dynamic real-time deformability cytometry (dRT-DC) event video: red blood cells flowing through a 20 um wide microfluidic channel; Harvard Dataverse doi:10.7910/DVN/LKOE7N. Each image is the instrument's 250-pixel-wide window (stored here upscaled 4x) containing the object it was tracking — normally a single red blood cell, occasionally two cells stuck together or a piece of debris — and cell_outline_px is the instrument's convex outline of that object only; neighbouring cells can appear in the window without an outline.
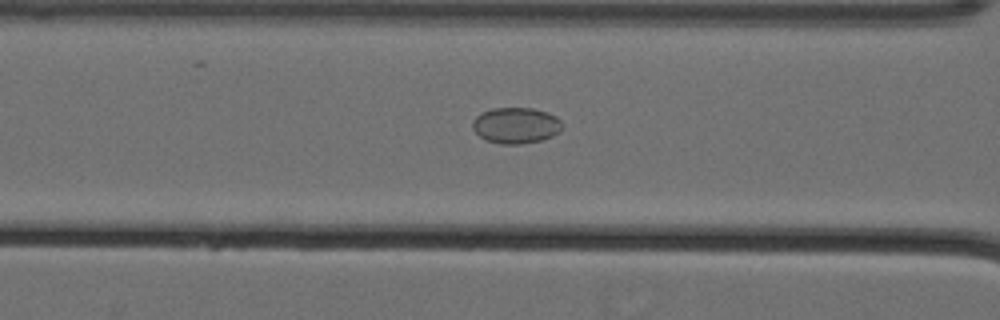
{"species": "Egyptian fruit bat (a non-hibernating species)", "species_latin": "Rousettus aegyptiacus", "temperature_condition": "cold", "stored_images_in_passage": 41, "camera_frame_rate_fps": 3000, "um_per_image_px": 0.085, "animal": {"sex": "female"}, "frame": {"image": 1, "passage_image": 9, "time_ms": 2.667, "image_size_px": [1000, 320], "cell_outline_px": [[560, 128], [552, 136], [540, 140], [520, 144], [500, 144], [488, 140], [480, 136], [472, 128], [472, 120], [480, 112], [492, 108], [532, 108], [556, 116], [560, 120]], "centroid_in_image_um": [43.79, 10.65], "position_along_channel_um": 122.8, "area_um2": 18.55}}
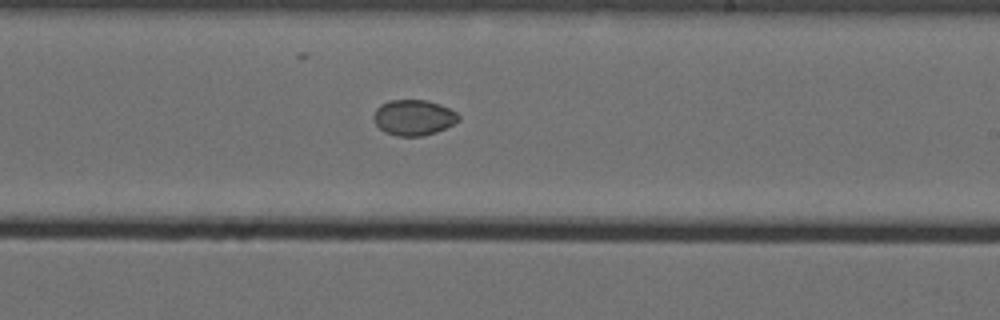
{"frame": {"image": 2, "passage_image": 20, "time_ms": 6.333, "image_size_px": [1000, 320], "cell_outline_px": [[460, 120], [436, 132], [420, 136], [396, 136], [384, 132], [376, 124], [372, 116], [376, 108], [380, 104], [388, 100], [424, 100], [440, 104], [456, 112], [460, 116]], "centroid_in_image_um": [35.12, 9.98], "position_along_channel_um": 253.9, "area_um2": 17.63}}
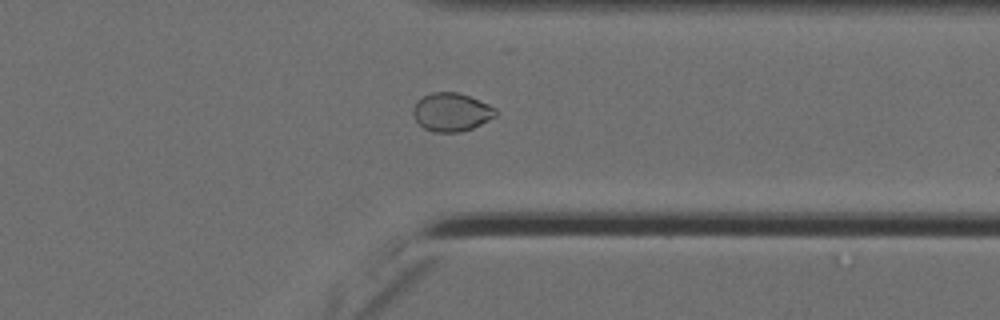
{"frame": {"image": 3, "passage_image": 30, "time_ms": 9.667, "image_size_px": [1000, 320], "cell_outline_px": [[496, 116], [472, 128], [460, 132], [432, 132], [424, 128], [416, 120], [412, 112], [412, 108], [424, 96], [432, 92], [456, 92], [468, 96], [488, 104], [496, 108]], "centroid_in_image_um": [38.37, 9.54], "position_along_channel_um": 373.0, "area_um2": 18.21}}